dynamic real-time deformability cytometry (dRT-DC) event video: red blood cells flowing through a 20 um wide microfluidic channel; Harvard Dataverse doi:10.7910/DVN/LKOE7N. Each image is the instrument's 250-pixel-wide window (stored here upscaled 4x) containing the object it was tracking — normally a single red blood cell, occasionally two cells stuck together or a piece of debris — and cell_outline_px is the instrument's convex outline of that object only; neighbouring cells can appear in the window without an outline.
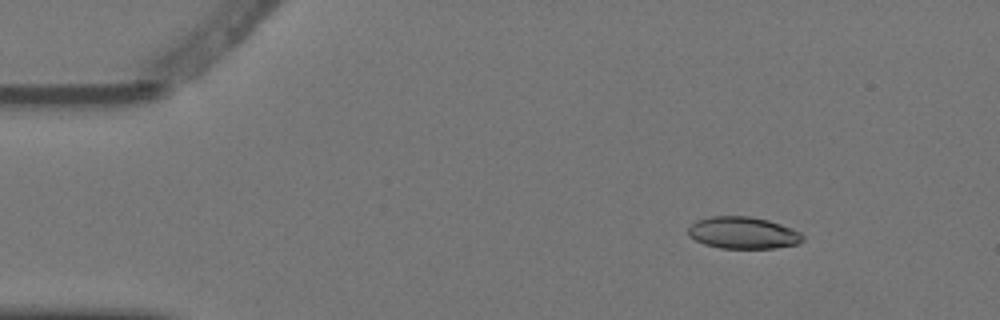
{"species": "Egyptian fruit bat (a non-hibernating species)", "species_latin": "Rousettus aegyptiacus", "temperature_condition": "warm", "stored_images_in_passage": 7, "camera_frame_rate_fps": 3000, "um_per_image_px": 0.085, "animal": {"sex": "female"}, "frame": {"image": 1, "passage_image": 2, "time_ms": 0.333, "image_size_px": [1000, 320], "cell_outline_px": [[804, 240], [796, 244], [776, 248], [720, 248], [704, 244], [688, 236], [688, 228], [696, 220], [712, 216], [752, 216], [768, 220], [792, 228], [800, 232], [804, 236]], "centroid_in_image_um": [63.16, 19.78], "position_along_channel_um": 21.8, "area_um2": 21.39}}
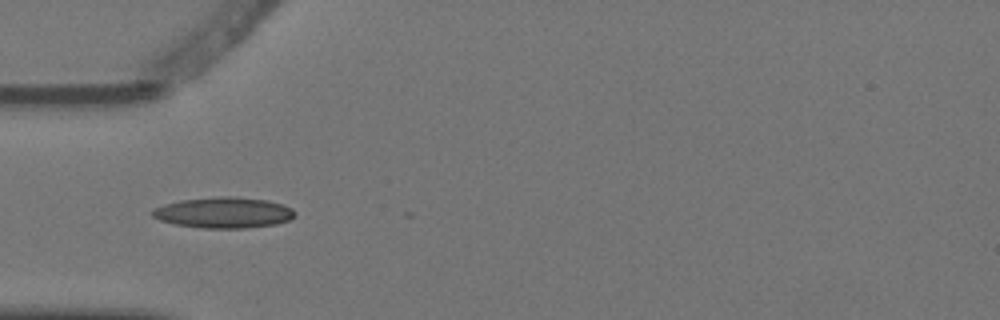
{"frame": {"image": 2, "passage_image": 5, "time_ms": 1.333, "image_size_px": [1000, 320], "cell_outline_px": [[296, 216], [288, 220], [276, 224], [248, 228], [204, 228], [176, 224], [160, 220], [152, 216], [152, 208], [164, 204], [180, 200], [220, 196], [232, 196], [268, 200], [292, 208], [296, 212]], "centroid_in_image_um": [19.02, 18.07], "position_along_channel_um": 66.0, "area_um2": 25.66}}